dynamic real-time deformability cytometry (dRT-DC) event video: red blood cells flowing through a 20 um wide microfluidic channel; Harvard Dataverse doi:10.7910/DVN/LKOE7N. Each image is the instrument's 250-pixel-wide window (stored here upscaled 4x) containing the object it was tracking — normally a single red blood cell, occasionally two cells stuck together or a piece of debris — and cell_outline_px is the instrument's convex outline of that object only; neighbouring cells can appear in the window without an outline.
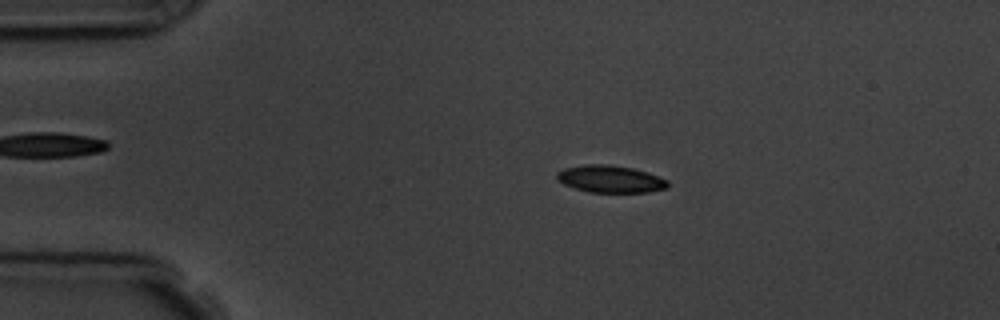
{"species": "common noctule bat (a hibernating species)", "species_latin": "Nyctalus noctula", "temperature_condition": "room temperature", "stored_images_in_passage": 6, "camera_frame_rate_fps": 3000, "um_per_image_px": 0.085, "animal": {"sex": "male", "body_mass_g": 19.5, "forearm_length_mm": 54.6}, "frame": {"image": 1, "passage_image": 3, "time_ms": 2.333, "image_size_px": [1000, 320], "cell_outline_px": [[668, 188], [648, 192], [588, 192], [564, 184], [556, 180], [556, 172], [564, 168], [584, 164], [608, 164], [632, 168], [668, 180]], "centroid_in_image_um": [51.83, 15.21], "position_along_channel_um": 33.2, "area_um2": 17.51}}